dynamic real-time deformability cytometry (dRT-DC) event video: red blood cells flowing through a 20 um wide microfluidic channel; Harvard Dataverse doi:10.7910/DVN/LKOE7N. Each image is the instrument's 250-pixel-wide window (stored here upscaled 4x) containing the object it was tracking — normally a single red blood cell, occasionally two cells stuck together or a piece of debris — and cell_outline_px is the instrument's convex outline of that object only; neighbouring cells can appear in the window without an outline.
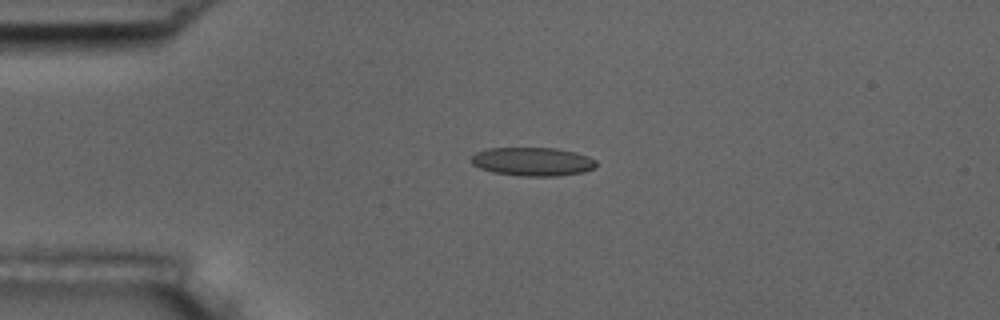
{"species": "common noctule bat (a hibernating species)", "species_latin": "Nyctalus noctula", "temperature_condition": "room temperature", "stored_images_in_passage": 5, "camera_frame_rate_fps": 3000, "um_per_image_px": 0.085, "animal": {"sex": "male", "body_mass_g": 17.5, "forearm_length_mm": 52.3}, "frame": {"image": 1, "passage_image": 4, "time_ms": 3.333, "image_size_px": [1000, 320], "cell_outline_px": [[596, 168], [584, 172], [556, 176], [520, 176], [492, 172], [480, 168], [472, 164], [472, 156], [476, 152], [488, 148], [556, 148], [576, 152], [588, 156], [596, 160]], "centroid_in_image_um": [45.3, 13.74], "position_along_channel_um": 39.7, "area_um2": 20.92}}